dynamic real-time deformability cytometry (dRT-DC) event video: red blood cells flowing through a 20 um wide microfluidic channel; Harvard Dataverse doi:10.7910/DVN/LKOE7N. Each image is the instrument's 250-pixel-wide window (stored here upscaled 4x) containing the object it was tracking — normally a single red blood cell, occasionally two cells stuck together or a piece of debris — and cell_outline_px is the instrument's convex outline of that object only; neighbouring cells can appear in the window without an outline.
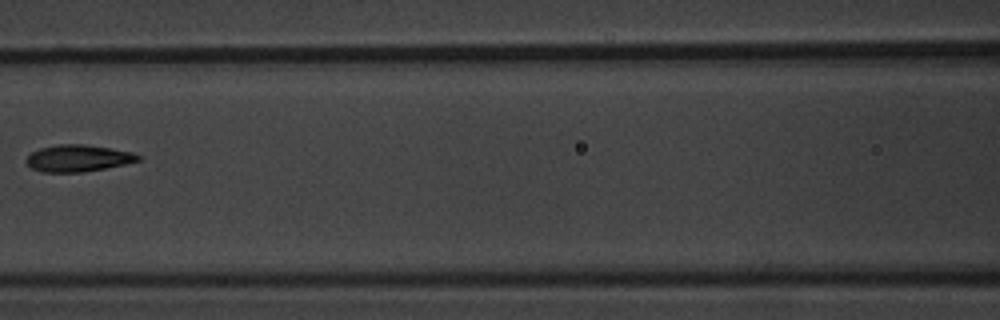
{"species": "common noctule bat (a hibernating species)", "species_latin": "Nyctalus noctula", "temperature_condition": "warm", "stored_images_in_passage": 5, "camera_frame_rate_fps": 3000, "um_per_image_px": 0.085, "animal": {"sex": "male", "body_mass_g": 20.1, "forearm_length_mm": 53.5}, "frame": {"image": 1, "passage_image": 5, "time_ms": 5.667, "image_size_px": [1000, 320], "cell_outline_px": [[140, 160], [124, 164], [84, 172], [44, 172], [32, 168], [24, 160], [32, 152], [40, 148], [60, 144], [84, 144], [112, 148], [132, 152], [140, 156]], "centroid_in_image_um": [6.63, 13.44], "position_along_channel_um": 160.0, "area_um2": 17.34}}